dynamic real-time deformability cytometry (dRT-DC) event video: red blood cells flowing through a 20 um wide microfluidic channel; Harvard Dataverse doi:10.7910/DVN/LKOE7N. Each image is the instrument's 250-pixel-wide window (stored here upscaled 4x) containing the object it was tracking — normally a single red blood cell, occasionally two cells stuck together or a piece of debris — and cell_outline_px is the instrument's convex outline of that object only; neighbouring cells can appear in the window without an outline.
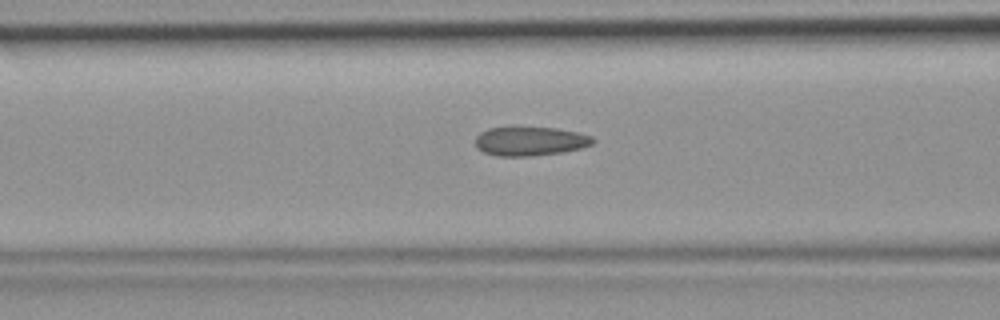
{"species": "common noctule bat (a hibernating species)", "species_latin": "Nyctalus noctula", "temperature_condition": "room temperature", "stored_images_in_passage": 36, "camera_frame_rate_fps": 3000, "um_per_image_px": 0.085, "animal": {"sex": "female", "body_mass_g": 19.9}, "frame": {"image": 1, "passage_image": 9, "time_ms": 2.667, "image_size_px": [1000, 320], "cell_outline_px": [[596, 140], [592, 144], [580, 148], [564, 152], [532, 156], [496, 156], [484, 152], [476, 148], [476, 136], [480, 132], [488, 128], [556, 128], [580, 132], [592, 136]], "centroid_in_image_um": [45.08, 12.01], "position_along_channel_um": 121.5, "area_um2": 19.88}}
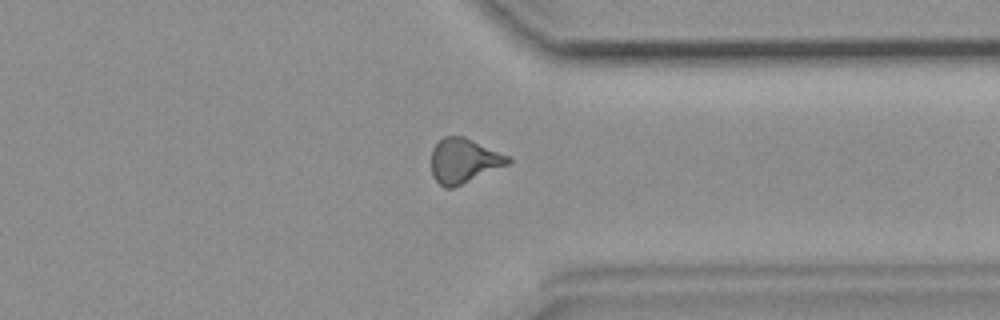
{"frame": {"image": 2, "passage_image": 26, "time_ms": 8.333, "image_size_px": [1000, 320], "cell_outline_px": [[512, 160], [508, 164], [452, 188], [444, 188], [432, 176], [432, 148], [444, 136], [464, 136], [512, 156]], "centroid_in_image_um": [39.44, 13.64], "position_along_channel_um": 372.0, "area_um2": 19.94}}
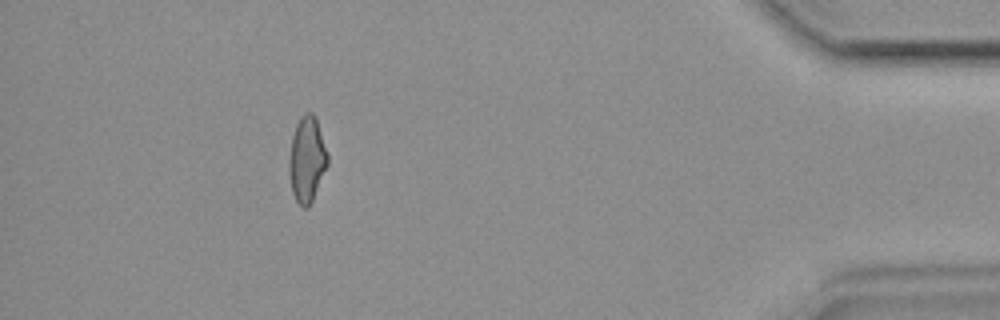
{"frame": {"image": 3, "passage_image": 32, "time_ms": 10.333, "image_size_px": [1000, 320], "cell_outline_px": [[328, 164], [312, 200], [308, 208], [304, 208], [296, 200], [292, 192], [288, 168], [288, 160], [292, 136], [296, 124], [300, 116], [304, 112], [312, 112], [316, 116], [328, 156]], "centroid_in_image_um": [26.07, 13.51], "position_along_channel_um": 409.1, "area_um2": 19.25}}